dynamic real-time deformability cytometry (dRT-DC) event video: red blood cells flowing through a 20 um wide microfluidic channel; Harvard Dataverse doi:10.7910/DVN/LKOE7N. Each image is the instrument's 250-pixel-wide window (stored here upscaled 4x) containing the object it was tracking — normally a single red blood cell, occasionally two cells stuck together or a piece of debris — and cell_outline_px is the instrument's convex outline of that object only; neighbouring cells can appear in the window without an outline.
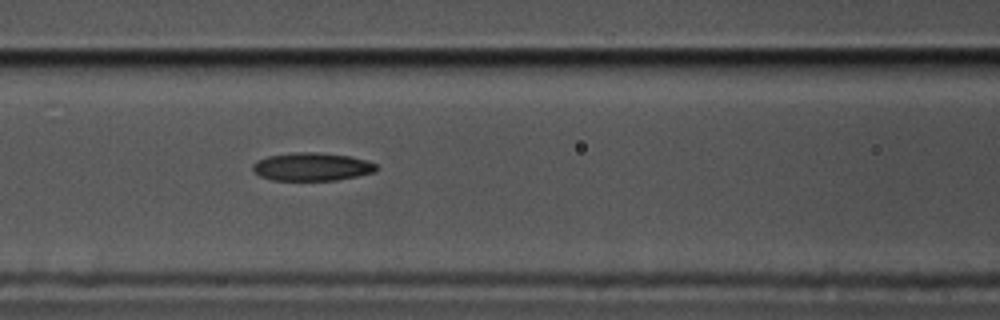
{"species": "common noctule bat (a hibernating species)", "species_latin": "Nyctalus noctula", "temperature_condition": "cold", "stored_images_in_passage": 38, "camera_frame_rate_fps": 3000, "um_per_image_px": 0.085, "animal": {"sex": "male", "body_mass_g": 17.5, "forearm_length_mm": 52.3}, "frame": {"image": 1, "passage_image": 9, "time_ms": 2.667, "image_size_px": [1000, 320], "cell_outline_px": [[376, 172], [336, 180], [272, 180], [260, 176], [252, 168], [252, 164], [256, 160], [268, 156], [296, 152], [316, 152], [352, 156], [368, 160], [376, 164]], "centroid_in_image_um": [26.52, 14.16], "position_along_channel_um": 140.1, "area_um2": 20.29}}
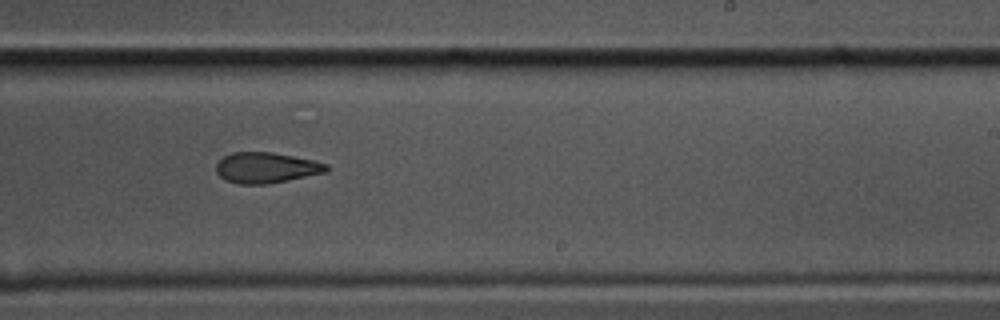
{"frame": {"image": 2, "passage_image": 20, "time_ms": 6.333, "image_size_px": [1000, 320], "cell_outline_px": [[328, 168], [324, 172], [288, 180], [268, 184], [240, 184], [224, 180], [216, 172], [216, 164], [224, 156], [232, 152], [272, 152], [312, 160], [328, 164]], "centroid_in_image_um": [22.58, 14.25], "position_along_channel_um": 266.4, "area_um2": 19.54}}
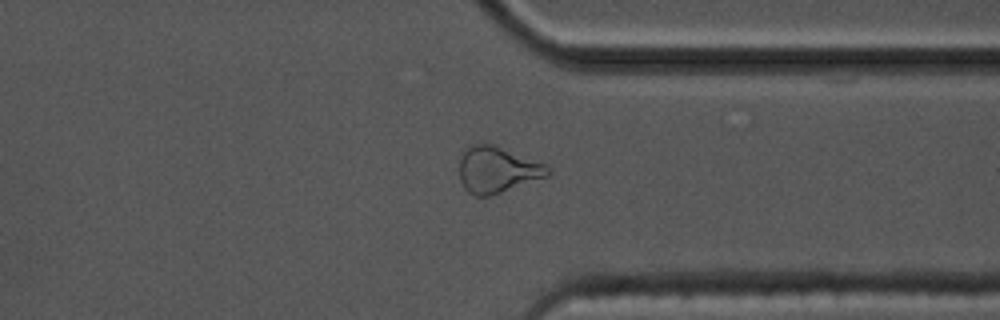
{"frame": {"image": 3, "passage_image": 29, "time_ms": 9.333, "image_size_px": [1000, 320], "cell_outline_px": [[552, 176], [488, 196], [476, 196], [468, 192], [464, 188], [460, 180], [460, 160], [464, 148], [468, 144], [492, 144], [544, 164], [552, 172]], "centroid_in_image_um": [42.27, 14.44], "position_along_channel_um": 369.1, "area_um2": 23.81}}